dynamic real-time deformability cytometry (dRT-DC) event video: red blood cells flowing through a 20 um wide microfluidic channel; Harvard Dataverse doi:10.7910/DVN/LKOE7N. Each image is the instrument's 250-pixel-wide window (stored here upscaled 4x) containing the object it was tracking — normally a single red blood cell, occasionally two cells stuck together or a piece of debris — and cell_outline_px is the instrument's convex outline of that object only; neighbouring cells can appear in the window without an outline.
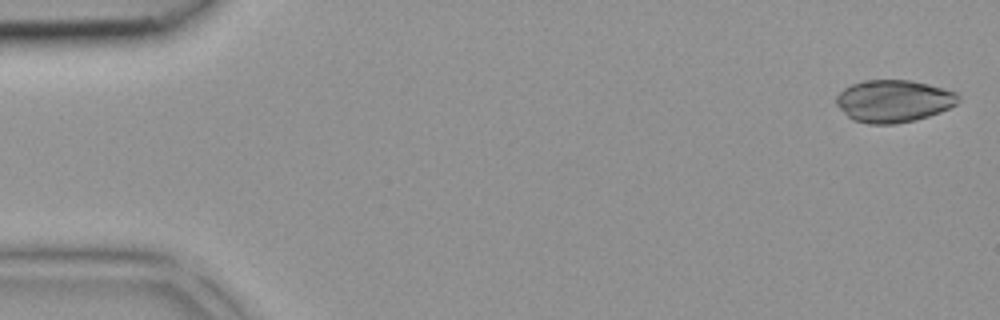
{"species": "common noctule bat (a hibernating species)", "species_latin": "Nyctalus noctula", "temperature_condition": "room temperature", "stored_images_in_passage": 41, "camera_frame_rate_fps": 3000, "um_per_image_px": 0.085, "animal": {"sex": "female", "body_mass_g": 18.4}, "frame": {"image": 1, "passage_image": 1, "time_ms": 0.0, "image_size_px": [1000, 320], "cell_outline_px": [[960, 100], [956, 104], [940, 112], [916, 120], [896, 124], [868, 124], [852, 120], [836, 104], [836, 96], [844, 88], [852, 84], [864, 80], [912, 80], [928, 84], [956, 92], [960, 96]], "centroid_in_image_um": [75.96, 8.59], "position_along_channel_um": 9.0, "area_um2": 30.17}}
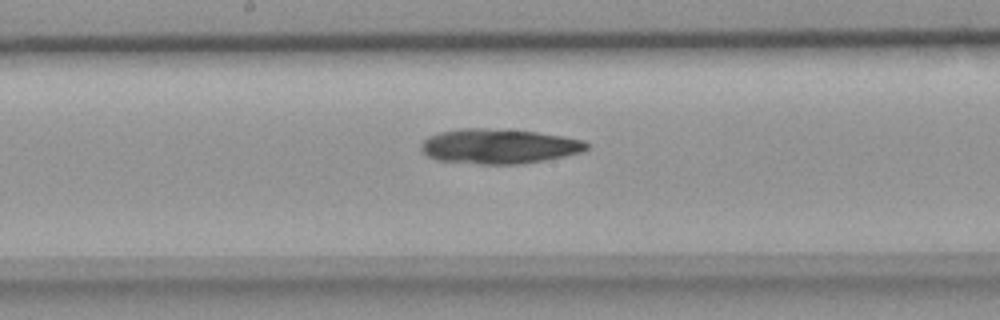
{"frame": {"image": 2, "passage_image": 21, "time_ms": 6.667, "image_size_px": [1000, 320], "cell_outline_px": [[588, 148], [580, 152], [564, 156], [544, 160], [520, 164], [480, 164], [436, 160], [428, 156], [420, 148], [420, 144], [428, 136], [440, 132], [460, 128], [484, 128], [536, 132], [584, 140], [588, 144]], "centroid_in_image_um": [42.37, 12.43], "position_along_channel_um": 205.8, "area_um2": 33.41}}
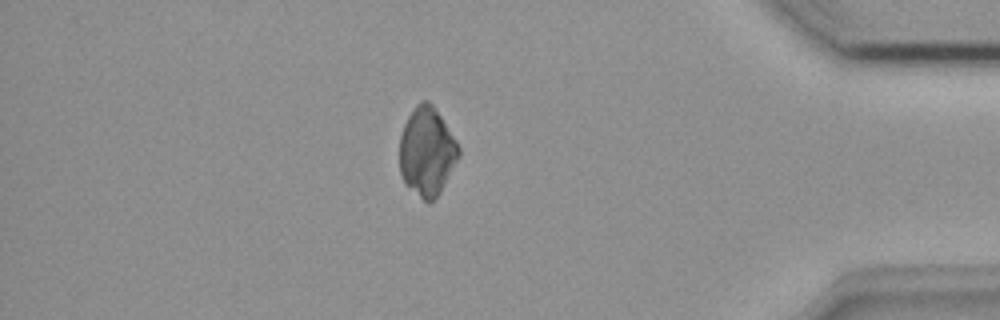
{"frame": {"image": 3, "passage_image": 35, "time_ms": 11.333, "image_size_px": [1000, 320], "cell_outline_px": [[460, 156], [440, 192], [428, 204], [404, 184], [400, 172], [400, 136], [404, 124], [408, 116], [416, 104], [420, 100], [428, 100], [432, 104], [456, 140], [460, 148]], "centroid_in_image_um": [36.28, 12.89], "position_along_channel_um": 398.9, "area_um2": 30.52}}